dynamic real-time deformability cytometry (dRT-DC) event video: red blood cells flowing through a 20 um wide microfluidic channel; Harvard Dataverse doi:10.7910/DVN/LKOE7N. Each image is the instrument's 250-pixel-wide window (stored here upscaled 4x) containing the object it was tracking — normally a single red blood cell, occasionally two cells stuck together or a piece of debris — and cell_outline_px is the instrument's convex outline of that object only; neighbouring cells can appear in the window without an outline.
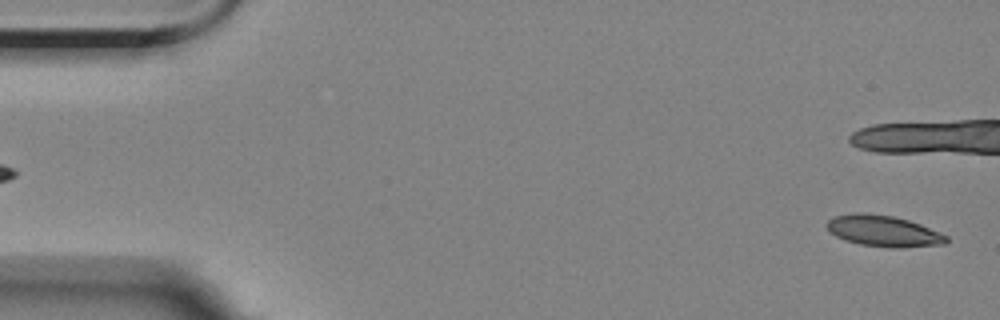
{"species": "Egyptian fruit bat (a non-hibernating species)", "species_latin": "Rousettus aegyptiacus", "temperature_condition": "room temperature", "stored_images_in_passage": 5, "segment_of_instrument_passage": [2, 2], "camera_frame_rate_fps": 3000, "um_per_image_px": 0.085, "animal": {"sex": "female"}, "frame": {"image": 1, "passage_image": 5, "time_ms": 4.667, "image_size_px": [1000, 320], "cell_outline_px": [[948, 240], [944, 244], [896, 248], [892, 248], [860, 244], [844, 240], [836, 236], [824, 224], [832, 216], [852, 212], [864, 212], [892, 216], [908, 220], [920, 224], [948, 236]], "centroid_in_image_um": [75.05, 19.62], "position_along_channel_um": 9.9, "area_um2": 21.73}}